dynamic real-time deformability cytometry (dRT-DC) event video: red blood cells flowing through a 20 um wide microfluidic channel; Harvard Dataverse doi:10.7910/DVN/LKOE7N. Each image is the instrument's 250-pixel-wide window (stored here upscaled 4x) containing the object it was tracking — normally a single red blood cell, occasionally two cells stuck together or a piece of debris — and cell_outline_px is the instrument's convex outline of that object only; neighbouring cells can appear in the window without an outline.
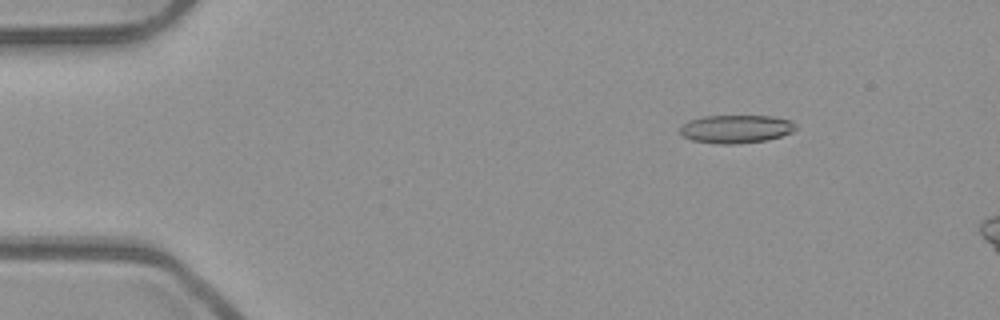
{"species": "common noctule bat (a hibernating species)", "species_latin": "Nyctalus noctula", "temperature_condition": "room temperature", "stored_images_in_passage": 54, "camera_frame_rate_fps": 3000, "um_per_image_px": 0.085, "animal": {"sex": "male", "body_mass_g": 23.1, "forearm_length_mm": 52.7}, "frame": {"image": 1, "passage_image": 8, "time_ms": 2.333, "image_size_px": [1000, 320], "cell_outline_px": [[796, 128], [792, 132], [780, 136], [764, 140], [736, 144], [716, 144], [692, 140], [684, 136], [680, 132], [680, 128], [688, 120], [704, 116], [772, 116], [788, 120], [796, 124]], "centroid_in_image_um": [62.54, 10.96], "position_along_channel_um": 22.5, "area_um2": 18.84}}
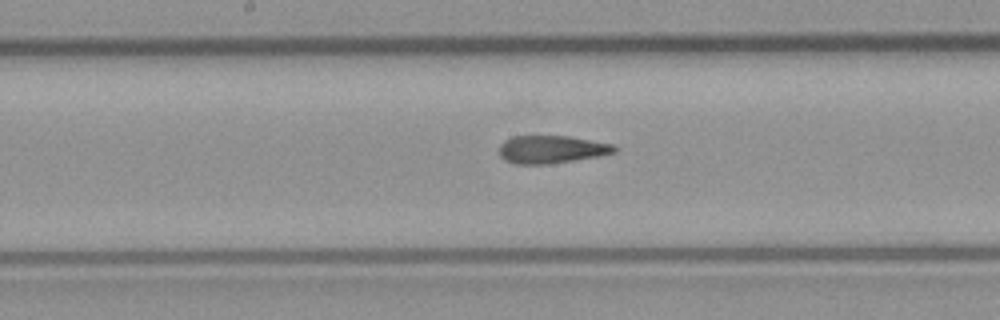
{"frame": {"image": 2, "passage_image": 28, "time_ms": 9.0, "image_size_px": [1000, 320], "cell_outline_px": [[620, 148], [616, 152], [596, 156], [572, 160], [544, 164], [516, 164], [504, 160], [500, 156], [500, 144], [504, 140], [512, 136], [568, 136], [616, 144]], "centroid_in_image_um": [46.89, 12.68], "position_along_channel_um": 201.3, "area_um2": 18.67}}
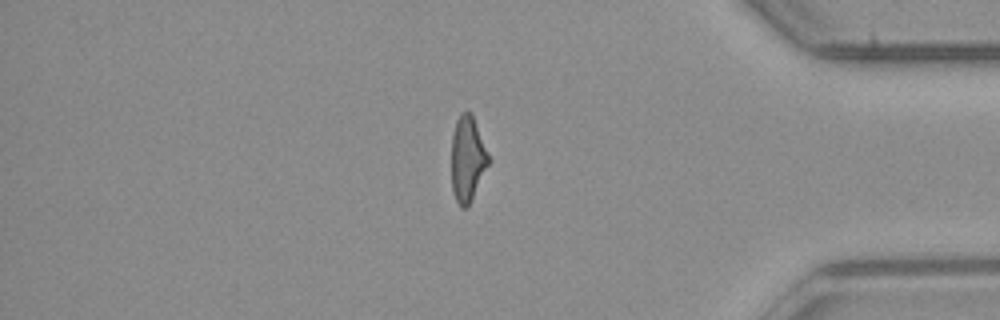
{"frame": {"image": 3, "passage_image": 45, "time_ms": 14.667, "image_size_px": [1000, 320], "cell_outline_px": [[488, 164], [468, 208], [460, 208], [456, 200], [452, 188], [452, 132], [456, 120], [460, 112], [472, 112], [488, 156]], "centroid_in_image_um": [39.71, 13.5], "position_along_channel_um": 395.5, "area_um2": 18.21}, "authors_computed_cell_mechanics": {"area_um2": 19.2474, "velocity_mm_per_s": 3.9524, "shape_relaxation_time_tau1_ms": null, "shape_relaxation_time_tau2_ms": 1.2255, "deformation_change_tau1": null, "deformation_change_tau2": 0.1063}}